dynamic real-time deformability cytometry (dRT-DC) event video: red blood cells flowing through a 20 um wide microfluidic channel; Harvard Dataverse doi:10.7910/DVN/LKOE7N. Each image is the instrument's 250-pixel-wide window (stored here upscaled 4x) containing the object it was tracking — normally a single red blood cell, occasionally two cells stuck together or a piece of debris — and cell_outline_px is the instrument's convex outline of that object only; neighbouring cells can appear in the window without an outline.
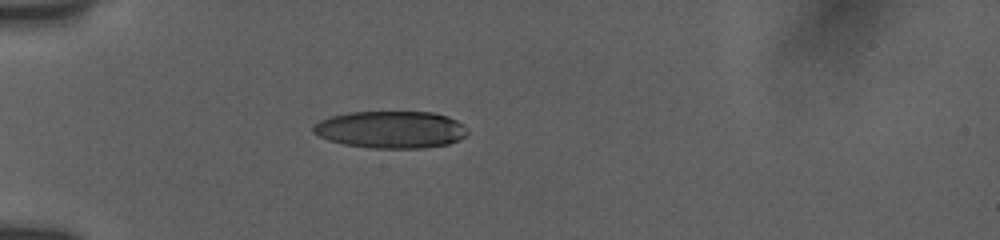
{"species": "human", "species_latin": "Homo sapiens", "temperature_condition": "room temperature", "stored_images_in_passage": 12, "camera_frame_rate_fps": 3000, "um_per_image_px": 0.085, "donor": {"sex": "female"}, "frame": {"image": 1, "passage_image": 1, "time_ms": 0.0, "image_size_px": [1000, 240], "cell_outline_px": [[468, 132], [460, 140], [448, 144], [424, 148], [372, 148], [344, 144], [328, 140], [312, 132], [312, 128], [320, 120], [332, 116], [348, 112], [432, 112], [448, 116], [464, 124], [468, 128]], "centroid_in_image_um": [33.25, 11.01], "position_along_channel_um": 51.7, "area_um2": 33.52}}
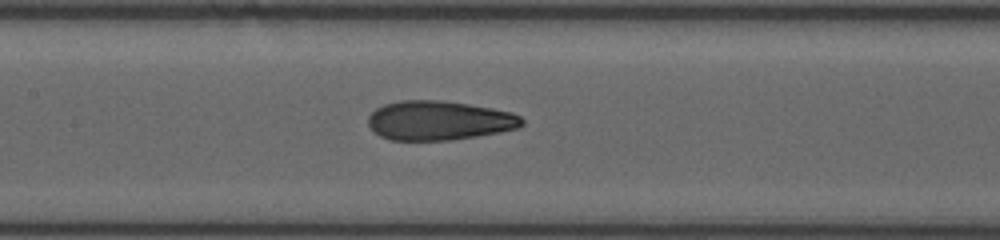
{"frame": {"image": 2, "passage_image": 9, "time_ms": 3.667, "image_size_px": [1000, 240], "cell_outline_px": [[524, 124], [520, 128], [500, 132], [452, 140], [388, 140], [380, 136], [368, 124], [368, 116], [376, 108], [384, 104], [400, 100], [440, 100], [468, 104], [492, 108], [512, 112], [520, 116], [524, 120]], "centroid_in_image_um": [37.34, 10.24], "position_along_channel_um": 170.1, "area_um2": 35.37}}
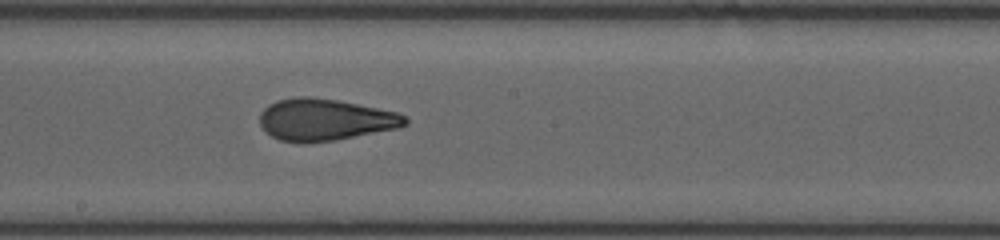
{"frame": {"image": 3, "passage_image": 12, "time_ms": 5.0, "image_size_px": [1000, 240], "cell_outline_px": [[408, 124], [400, 128], [336, 140], [280, 140], [272, 136], [260, 124], [260, 112], [268, 104], [276, 100], [296, 96], [308, 96], [336, 100], [396, 112], [408, 116]], "centroid_in_image_um": [27.67, 10.14], "position_along_channel_um": 220.5, "area_um2": 34.85}}